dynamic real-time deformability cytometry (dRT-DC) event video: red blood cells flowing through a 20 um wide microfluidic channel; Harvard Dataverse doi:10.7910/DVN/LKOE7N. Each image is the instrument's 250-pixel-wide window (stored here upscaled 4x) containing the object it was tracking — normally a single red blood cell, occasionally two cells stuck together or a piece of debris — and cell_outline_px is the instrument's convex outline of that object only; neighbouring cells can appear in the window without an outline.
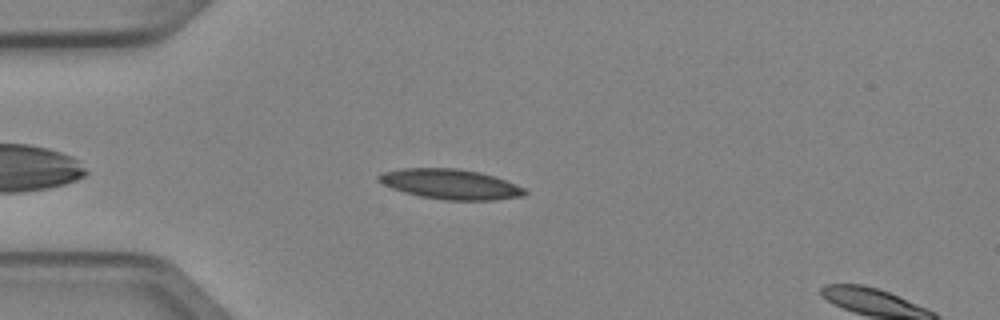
{"species": "Egyptian fruit bat (a non-hibernating species)", "species_latin": "Rousettus aegyptiacus", "temperature_condition": "cold", "stored_images_in_passage": 4, "segment_of_instrument_passage": [1, 2], "camera_frame_rate_fps": 3000, "um_per_image_px": 0.085, "animal": {"sex": "female"}, "frame": {"image": 1, "passage_image": 3, "time_ms": 0.667, "image_size_px": [1000, 320], "cell_outline_px": [[528, 192], [524, 196], [496, 200], [448, 200], [420, 196], [404, 192], [392, 188], [376, 180], [376, 176], [384, 172], [400, 168], [456, 168], [480, 172], [504, 180], [524, 188]], "centroid_in_image_um": [38.27, 15.65], "position_along_channel_um": 46.7, "area_um2": 25.49}}